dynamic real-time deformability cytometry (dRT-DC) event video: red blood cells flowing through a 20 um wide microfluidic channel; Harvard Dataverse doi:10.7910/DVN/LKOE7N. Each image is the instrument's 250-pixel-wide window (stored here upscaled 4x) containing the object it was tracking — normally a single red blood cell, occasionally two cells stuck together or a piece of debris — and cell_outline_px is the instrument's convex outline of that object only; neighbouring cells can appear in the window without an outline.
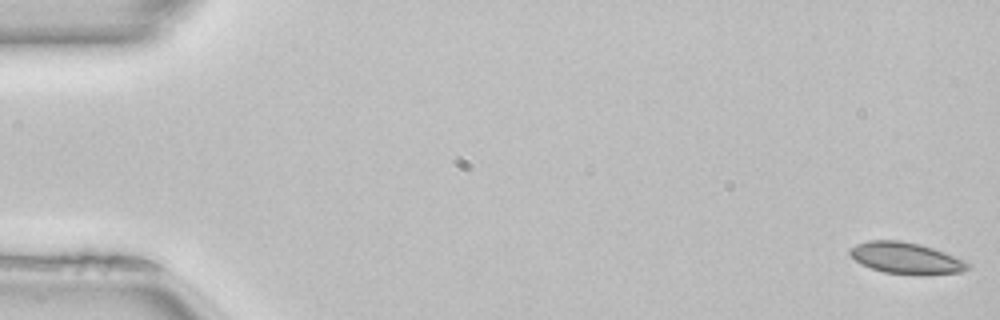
{"species": "common noctule bat (a hibernating species)", "species_latin": "Nyctalus noctula", "temperature_condition": "room temperature", "stored_images_in_passage": 51, "camera_frame_rate_fps": 3000, "um_per_image_px": 0.085, "animal": {"sex": "female", "body_mass_g": 22.7, "forearm_length_mm": 54.2}, "frame": {"image": 1, "passage_image": 1, "time_ms": 0.0, "image_size_px": [1000, 320], "cell_outline_px": [[972, 264], [968, 268], [960, 272], [916, 276], [884, 272], [860, 264], [848, 252], [856, 244], [868, 240], [900, 240], [920, 244], [968, 260]], "centroid_in_image_um": [77.06, 21.95], "position_along_channel_um": 7.9, "area_um2": 21.85}}
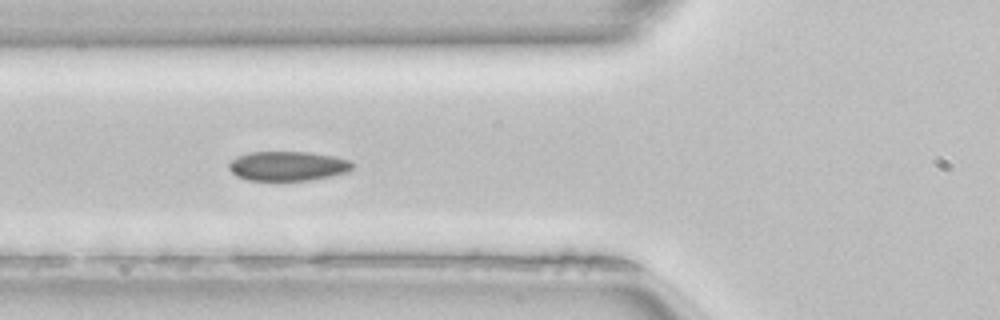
{"frame": {"image": 2, "passage_image": 19, "time_ms": 6.0, "image_size_px": [1000, 320], "cell_outline_px": [[356, 164], [348, 172], [308, 180], [248, 180], [236, 176], [228, 168], [228, 164], [236, 156], [248, 152], [308, 152], [332, 156], [352, 160]], "centroid_in_image_um": [24.46, 14.1], "position_along_channel_um": 101.3, "area_um2": 21.27}}
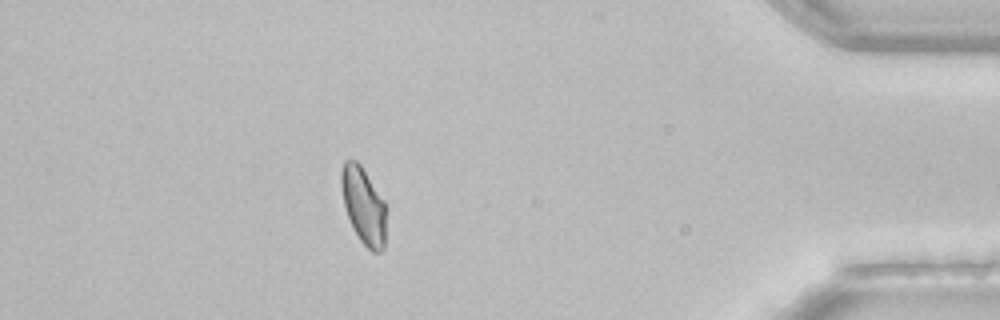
{"frame": {"image": 3, "passage_image": 45, "time_ms": 14.667, "image_size_px": [1000, 320], "cell_outline_px": [[384, 248], [380, 252], [372, 252], [360, 240], [352, 228], [344, 204], [340, 184], [340, 172], [344, 160], [356, 160], [360, 164], [384, 200]], "centroid_in_image_um": [30.86, 17.45], "position_along_channel_um": 404.3, "area_um2": 19.83}, "authors_computed_cell_mechanics": {"area_um2": 20.9814, "velocity_mm_per_s": 4.0436, "shape_relaxation_time_tau1_ms": 8.0286, "shape_relaxation_time_tau2_ms": 1.6191, "deformation_change_tau1": 0.1454, "deformation_change_tau2": 0.0563}}